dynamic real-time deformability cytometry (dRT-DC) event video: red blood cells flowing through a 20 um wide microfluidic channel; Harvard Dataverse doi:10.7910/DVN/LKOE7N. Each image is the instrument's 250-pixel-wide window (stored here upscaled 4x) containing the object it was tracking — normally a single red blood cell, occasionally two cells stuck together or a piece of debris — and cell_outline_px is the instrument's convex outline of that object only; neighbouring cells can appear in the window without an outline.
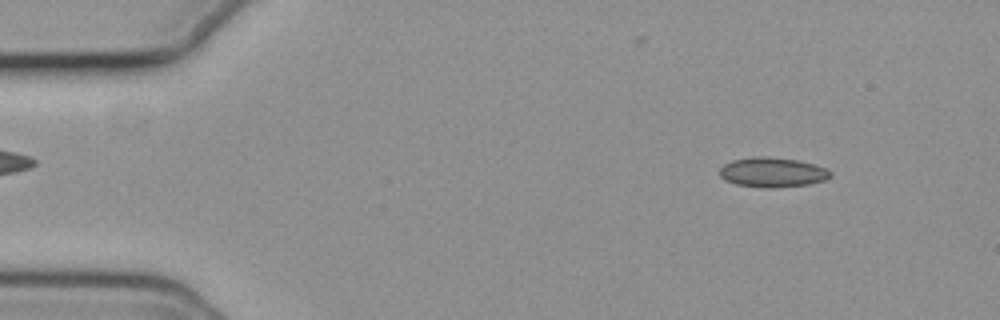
{"species": "common noctule bat (a hibernating species)", "species_latin": "Nyctalus noctula", "temperature_condition": "cold", "stored_images_in_passage": 55, "camera_frame_rate_fps": 3000, "um_per_image_px": 0.085, "animal": {"sex": "female", "body_mass_g": 19.3, "forearm_length_mm": 54.1}, "frame": {"image": 1, "passage_image": 6, "time_ms": 1.667, "image_size_px": [1000, 320], "cell_outline_px": [[832, 176], [824, 180], [808, 184], [776, 188], [764, 188], [736, 184], [724, 180], [720, 176], [720, 168], [724, 164], [732, 160], [752, 156], [768, 156], [796, 160], [812, 164], [824, 168], [832, 172]], "centroid_in_image_um": [65.62, 14.64], "position_along_channel_um": 19.4, "area_um2": 19.25}}
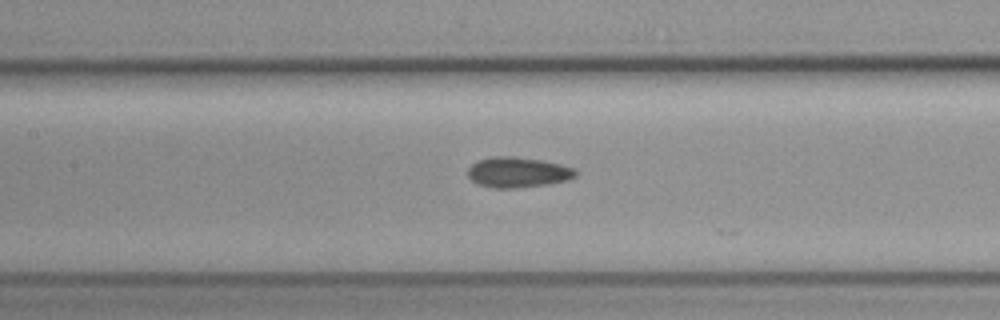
{"frame": {"image": 2, "passage_image": 25, "time_ms": 8.0, "image_size_px": [1000, 320], "cell_outline_px": [[576, 176], [568, 180], [548, 184], [516, 188], [492, 188], [480, 184], [472, 180], [468, 176], [468, 168], [476, 160], [492, 156], [516, 156], [540, 160], [560, 164], [576, 168]], "centroid_in_image_um": [44.01, 14.63], "position_along_channel_um": 163.4, "area_um2": 19.19}}
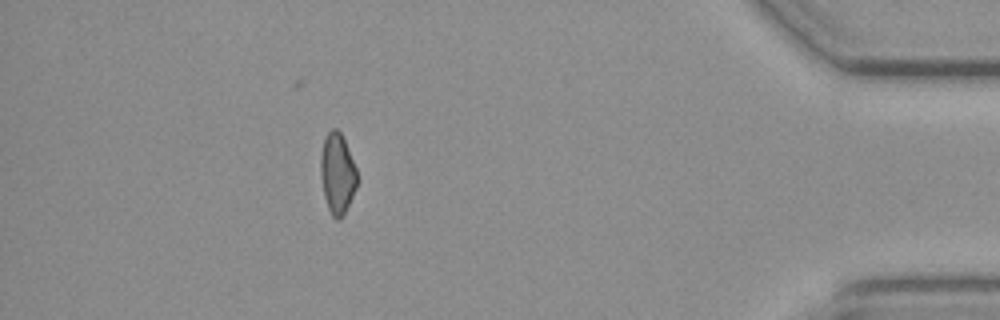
{"frame": {"image": 3, "passage_image": 49, "time_ms": 16.0, "image_size_px": [1000, 320], "cell_outline_px": [[360, 180], [344, 216], [340, 220], [336, 220], [332, 216], [328, 208], [324, 196], [320, 176], [320, 156], [324, 136], [332, 128], [336, 128], [340, 132], [344, 140], [356, 168]], "centroid_in_image_um": [28.68, 14.78], "position_along_channel_um": 406.5, "area_um2": 17.57}, "authors_computed_cell_mechanics": {"area_um2": 18.3804, "velocity_mm_per_s": 3.7213, "shape_relaxation_time_tau1_ms": null, "shape_relaxation_time_tau2_ms": 10.0254, "deformation_change_tau1": null, "deformation_change_tau2": 0.1628}}